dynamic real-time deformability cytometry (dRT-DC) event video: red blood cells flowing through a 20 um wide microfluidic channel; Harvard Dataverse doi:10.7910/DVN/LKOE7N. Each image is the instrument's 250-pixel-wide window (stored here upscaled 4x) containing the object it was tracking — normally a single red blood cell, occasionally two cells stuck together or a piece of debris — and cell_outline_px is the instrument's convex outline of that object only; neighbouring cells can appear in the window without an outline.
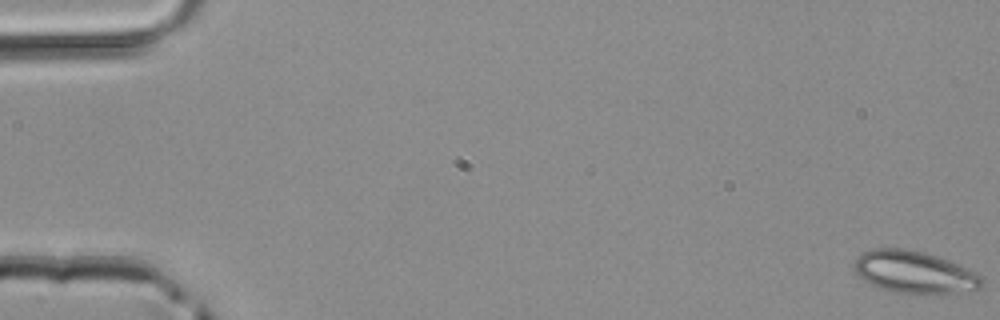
{"species": "common noctule bat (a hibernating species)", "species_latin": "Nyctalus noctula", "temperature_condition": "room temperature", "stored_images_in_passage": 4, "camera_frame_rate_fps": 3000, "um_per_image_px": 0.085, "animal": {"sex": "male", "body_mass_g": 20.4}, "frame": {"image": 1, "passage_image": 1, "time_ms": 0.0, "image_size_px": [1000, 320], "cell_outline_px": [[984, 284], [980, 288], [956, 292], [896, 292], [872, 284], [864, 280], [856, 272], [852, 264], [864, 252], [876, 248], [904, 248], [924, 252], [936, 256], [968, 268], [976, 272], [984, 280]], "centroid_in_image_um": [77.73, 23.1], "position_along_channel_um": 7.3, "area_um2": 30.58}}